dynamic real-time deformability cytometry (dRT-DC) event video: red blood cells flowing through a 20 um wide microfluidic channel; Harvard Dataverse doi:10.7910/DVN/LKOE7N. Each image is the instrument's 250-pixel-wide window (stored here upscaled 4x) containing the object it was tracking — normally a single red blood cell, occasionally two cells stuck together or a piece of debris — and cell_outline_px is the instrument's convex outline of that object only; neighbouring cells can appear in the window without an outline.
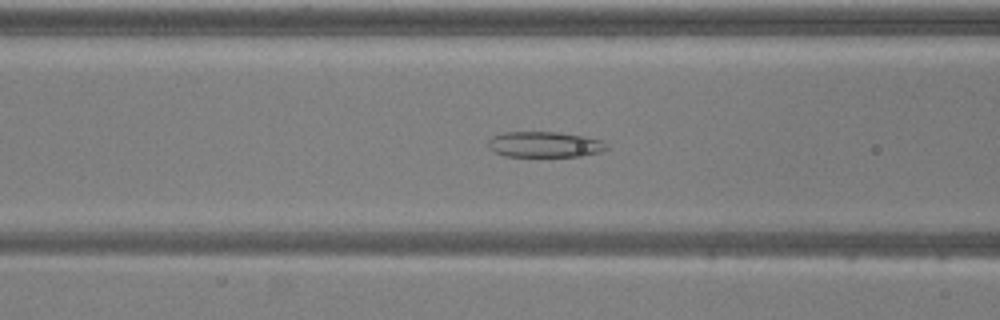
{"species": "common noctule bat (a hibernating species)", "species_latin": "Nyctalus noctula", "temperature_condition": "warm", "stored_images_in_passage": 44, "camera_frame_rate_fps": 3000, "um_per_image_px": 0.085, "animal": {"sex": "male", "body_mass_g": 20.5, "forearm_length_mm": 52.5}, "frame": {"image": 1, "passage_image": 19, "time_ms": 6.0, "image_size_px": [1000, 320], "cell_outline_px": [[608, 148], [604, 152], [580, 156], [504, 156], [488, 148], [488, 140], [492, 136], [504, 132], [556, 132], [584, 136], [600, 140]], "centroid_in_image_um": [46.28, 12.28], "position_along_channel_um": 120.3, "area_um2": 17.69}}
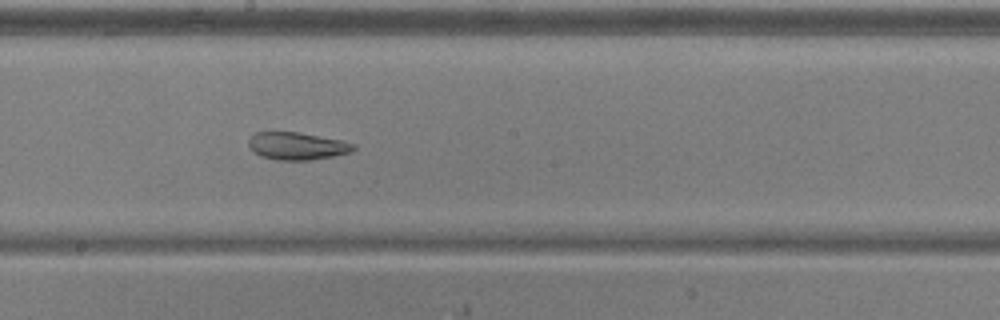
{"frame": {"image": 2, "passage_image": 27, "time_ms": 8.667, "image_size_px": [1000, 320], "cell_outline_px": [[356, 148], [352, 152], [332, 156], [308, 160], [276, 160], [260, 156], [248, 144], [248, 140], [256, 132], [300, 132], [340, 140], [356, 144]], "centroid_in_image_um": [25.27, 12.41], "position_along_channel_um": 222.9, "area_um2": 16.7}}
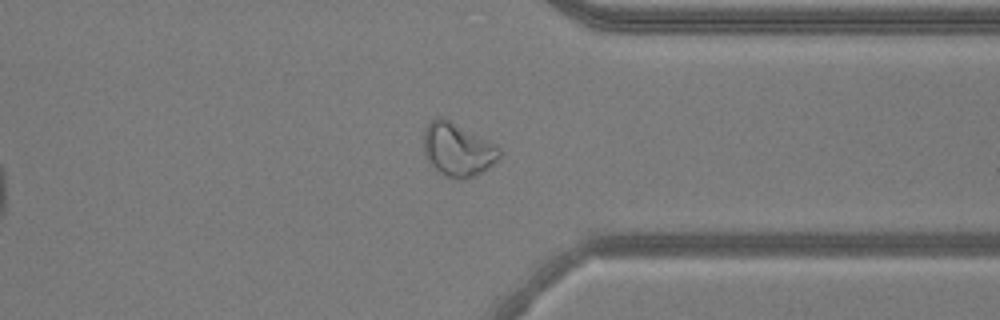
{"frame": {"image": 3, "passage_image": 39, "time_ms": 12.667, "image_size_px": [1000, 320], "cell_outline_px": [[500, 156], [488, 168], [464, 180], [456, 180], [444, 176], [428, 160], [424, 152], [424, 128], [436, 116], [444, 116], [496, 144], [500, 148]], "centroid_in_image_um": [38.89, 12.69], "position_along_channel_um": 372.5, "area_um2": 23.64}, "authors_computed_cell_mechanics": {"area_um2": 22.2241, "velocity_mm_per_s": 3.8483, "shape_relaxation_time_tau1_ms": null, "shape_relaxation_time_tau2_ms": 2.3706, "deformation_change_tau1": null, "deformation_change_tau2": 0.0974}}